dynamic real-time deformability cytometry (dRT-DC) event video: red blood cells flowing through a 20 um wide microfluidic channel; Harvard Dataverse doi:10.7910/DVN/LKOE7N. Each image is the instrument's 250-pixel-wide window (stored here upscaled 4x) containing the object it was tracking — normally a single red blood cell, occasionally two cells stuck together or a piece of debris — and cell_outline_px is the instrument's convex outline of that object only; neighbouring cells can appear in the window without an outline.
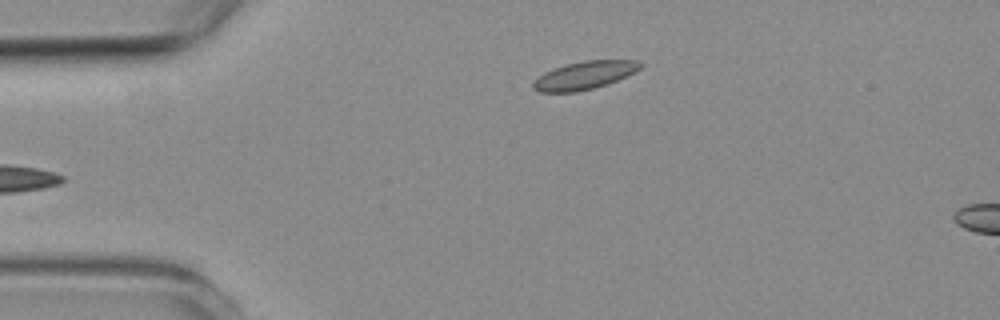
{"species": "common noctule bat (a hibernating species)", "species_latin": "Nyctalus noctula", "temperature_condition": "room temperature", "stored_images_in_passage": 2, "camera_frame_rate_fps": 3000, "um_per_image_px": 0.085, "animal": {"sex": "female", "body_mass_g": 19.3, "forearm_length_mm": 54.1}, "frame": {"image": 1, "passage_image": 2, "time_ms": 1.333, "image_size_px": [1000, 320], "cell_outline_px": [[644, 64], [636, 72], [608, 84], [576, 92], [540, 92], [532, 88], [532, 84], [544, 72], [552, 68], [584, 60], [636, 60]], "centroid_in_image_um": [49.7, 6.4], "position_along_channel_um": 35.3, "area_um2": 17.46}}